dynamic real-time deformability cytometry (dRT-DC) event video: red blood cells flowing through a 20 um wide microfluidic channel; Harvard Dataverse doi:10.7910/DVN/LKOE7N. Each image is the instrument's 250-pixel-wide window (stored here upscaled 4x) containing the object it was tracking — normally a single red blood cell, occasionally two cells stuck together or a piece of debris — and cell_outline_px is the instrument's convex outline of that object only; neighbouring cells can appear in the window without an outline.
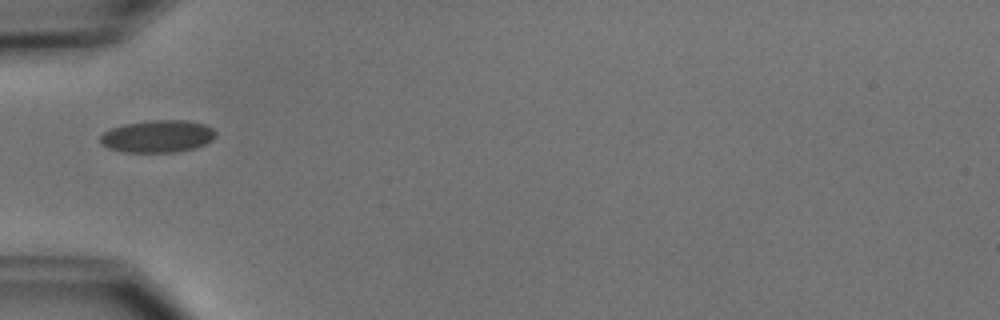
{"species": "common noctule bat (a hibernating species)", "species_latin": "Nyctalus noctula", "temperature_condition": "cold", "stored_images_in_passage": 6, "camera_frame_rate_fps": 3000, "um_per_image_px": 0.085, "animal": {"sex": "male", "body_mass_g": 15.6}, "frame": {"image": 1, "passage_image": 5, "time_ms": 4.667, "image_size_px": [1000, 320], "cell_outline_px": [[216, 136], [212, 140], [204, 144], [192, 148], [176, 152], [124, 152], [108, 148], [100, 144], [100, 136], [104, 132], [112, 128], [124, 124], [152, 120], [188, 120], [204, 124], [212, 128], [216, 132]], "centroid_in_image_um": [13.39, 11.58], "position_along_channel_um": 71.6, "area_um2": 21.73}}